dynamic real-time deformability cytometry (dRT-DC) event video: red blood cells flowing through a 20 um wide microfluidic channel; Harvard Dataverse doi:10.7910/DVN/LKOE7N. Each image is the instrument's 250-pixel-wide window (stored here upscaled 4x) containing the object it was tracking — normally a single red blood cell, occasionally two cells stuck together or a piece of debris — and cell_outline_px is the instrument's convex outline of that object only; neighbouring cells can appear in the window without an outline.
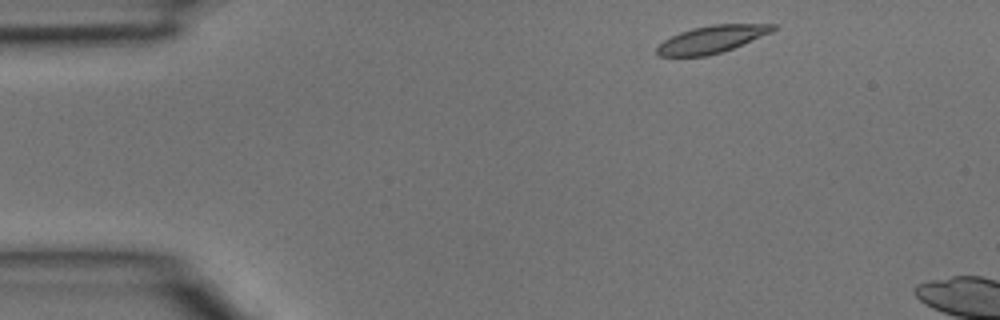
{"species": "common noctule bat (a hibernating species)", "species_latin": "Nyctalus noctula", "temperature_condition": "room temperature", "stored_images_in_passage": 2, "camera_frame_rate_fps": 3000, "um_per_image_px": 0.085, "animal": {"sex": "male", "body_mass_g": 15.6}, "frame": {"image": 1, "passage_image": 1, "time_ms": 0.0, "image_size_px": [1000, 320], "cell_outline_px": [[776, 28], [772, 32], [732, 48], [708, 56], [660, 56], [656, 52], [656, 48], [664, 40], [680, 32], [692, 28], [712, 24], [776, 24]], "centroid_in_image_um": [60.49, 3.33], "position_along_channel_um": 24.5, "area_um2": 18.26}}